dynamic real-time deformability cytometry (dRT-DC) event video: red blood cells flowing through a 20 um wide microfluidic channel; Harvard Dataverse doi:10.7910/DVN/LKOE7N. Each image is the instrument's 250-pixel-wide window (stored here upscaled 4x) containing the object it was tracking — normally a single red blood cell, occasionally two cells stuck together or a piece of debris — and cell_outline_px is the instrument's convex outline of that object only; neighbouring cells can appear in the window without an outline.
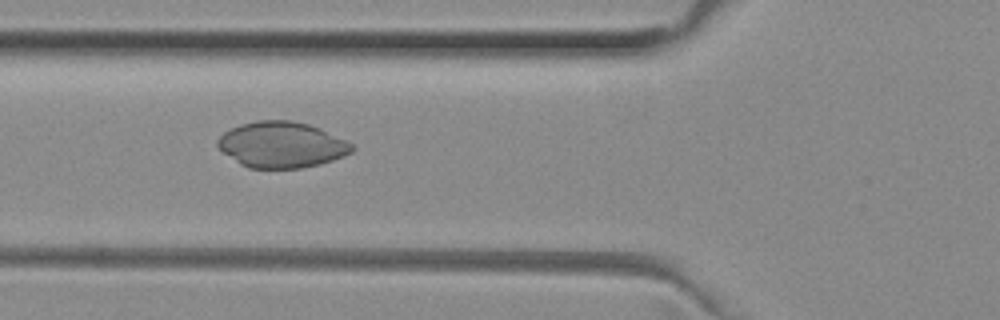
{"species": "common noctule bat (a hibernating species)", "species_latin": "Nyctalus noctula", "temperature_condition": "room temperature", "stored_images_in_passage": 42, "camera_frame_rate_fps": 3000, "um_per_image_px": 0.085, "animal": {"sex": "female", "body_mass_g": 29.2, "forearm_length_mm": 56.3}, "frame": {"image": 1, "passage_image": 10, "time_ms": 3.0, "image_size_px": [1000, 320], "cell_outline_px": [[356, 148], [352, 152], [344, 156], [320, 164], [300, 168], [248, 168], [240, 164], [224, 152], [216, 144], [216, 140], [224, 132], [240, 124], [256, 120], [292, 120], [308, 124], [320, 128], [352, 144]], "centroid_in_image_um": [23.94, 12.3], "position_along_channel_um": 101.9, "area_um2": 35.84}}
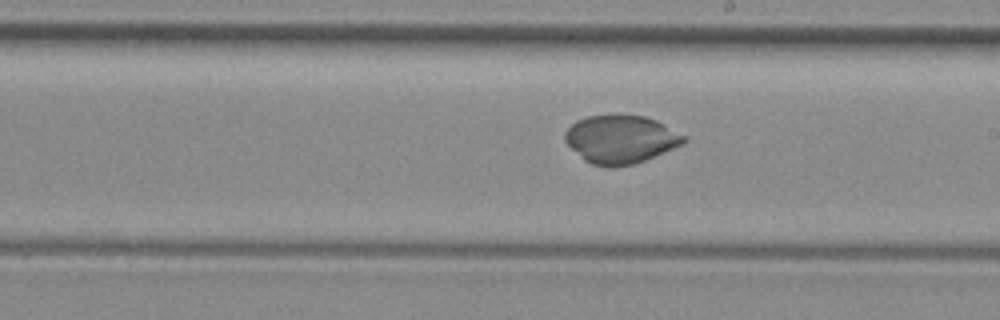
{"frame": {"image": 2, "passage_image": 20, "time_ms": 6.333, "image_size_px": [1000, 320], "cell_outline_px": [[688, 140], [684, 144], [636, 164], [612, 168], [604, 168], [592, 164], [584, 160], [564, 140], [564, 132], [576, 120], [588, 116], [644, 116], [656, 120], [688, 136]], "centroid_in_image_um": [52.79, 11.87], "position_along_channel_um": 236.2, "area_um2": 33.52}}
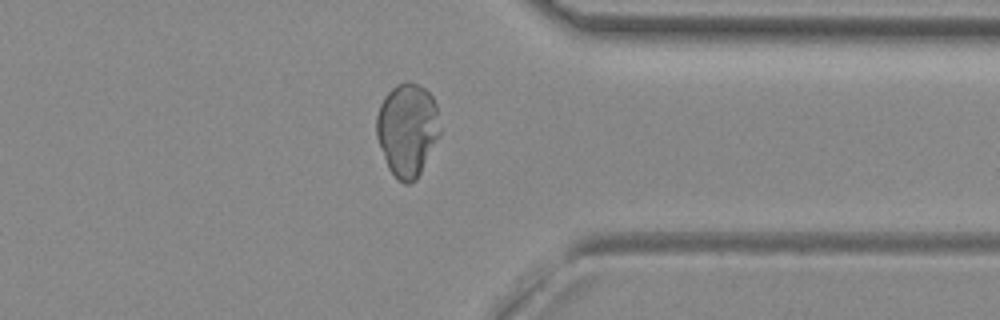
{"frame": {"image": 3, "passage_image": 31, "time_ms": 10.0, "image_size_px": [1000, 320], "cell_outline_px": [[440, 136], [416, 180], [408, 184], [404, 184], [388, 168], [376, 136], [376, 116], [380, 104], [384, 96], [396, 84], [404, 80], [408, 80], [424, 88], [432, 96], [436, 104], [440, 132]], "centroid_in_image_um": [34.62, 11.0], "position_along_channel_um": 376.8, "area_um2": 34.51}}